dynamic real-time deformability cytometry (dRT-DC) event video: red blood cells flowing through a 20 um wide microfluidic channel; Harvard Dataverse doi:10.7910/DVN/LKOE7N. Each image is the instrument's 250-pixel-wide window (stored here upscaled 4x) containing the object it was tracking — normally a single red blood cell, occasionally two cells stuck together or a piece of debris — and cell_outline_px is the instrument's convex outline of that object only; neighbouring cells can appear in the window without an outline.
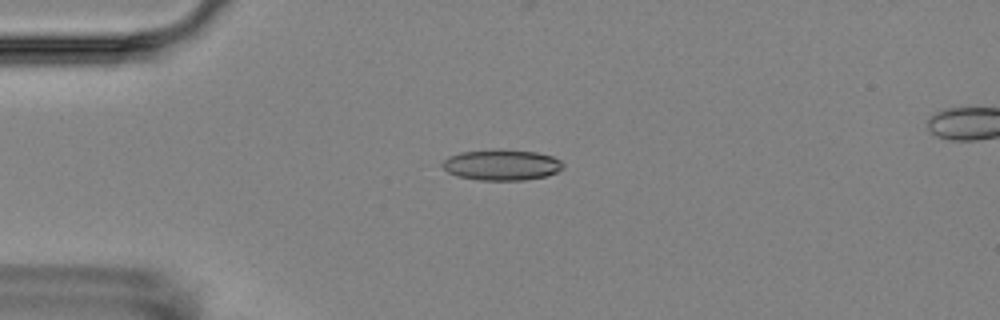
{"species": "Egyptian fruit bat (a non-hibernating species)", "species_latin": "Rousettus aegyptiacus", "temperature_condition": "room temperature", "stored_images_in_passage": 3, "camera_frame_rate_fps": 3000, "um_per_image_px": 0.085, "animal": {"sex": "female"}, "frame": {"image": 1, "passage_image": 1, "time_ms": 0.0, "image_size_px": [1000, 320], "cell_outline_px": [[564, 168], [548, 176], [524, 180], [480, 180], [456, 176], [448, 172], [440, 164], [448, 156], [460, 152], [496, 148], [500, 148], [536, 152], [552, 156], [560, 160], [564, 164]], "centroid_in_image_um": [42.64, 14.0], "position_along_channel_um": 42.4, "area_um2": 22.08}}